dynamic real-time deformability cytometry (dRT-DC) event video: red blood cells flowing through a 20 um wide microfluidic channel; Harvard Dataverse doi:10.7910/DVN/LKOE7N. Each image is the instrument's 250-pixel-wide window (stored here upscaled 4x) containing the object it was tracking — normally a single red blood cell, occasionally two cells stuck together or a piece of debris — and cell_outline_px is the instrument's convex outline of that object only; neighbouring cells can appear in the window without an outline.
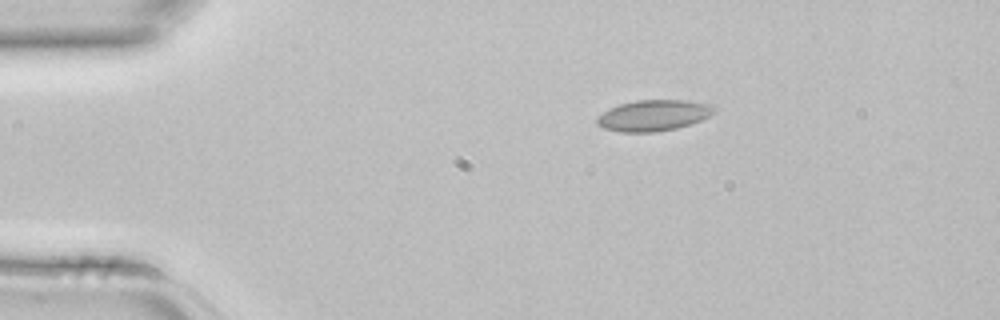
{"species": "common noctule bat (a hibernating species)", "species_latin": "Nyctalus noctula", "temperature_condition": "room temperature", "stored_images_in_passage": 4, "camera_frame_rate_fps": 3000, "um_per_image_px": 0.085, "animal": {"sex": "female", "body_mass_g": 22.7, "forearm_length_mm": 54.2}, "frame": {"image": 1, "passage_image": 4, "time_ms": 1.0, "image_size_px": [1000, 320], "cell_outline_px": [[716, 112], [700, 120], [676, 128], [656, 132], [620, 132], [604, 128], [596, 124], [596, 116], [608, 108], [620, 104], [636, 100], [688, 100], [712, 104], [716, 108]], "centroid_in_image_um": [55.53, 9.8], "position_along_channel_um": 29.5, "area_um2": 21.33}}